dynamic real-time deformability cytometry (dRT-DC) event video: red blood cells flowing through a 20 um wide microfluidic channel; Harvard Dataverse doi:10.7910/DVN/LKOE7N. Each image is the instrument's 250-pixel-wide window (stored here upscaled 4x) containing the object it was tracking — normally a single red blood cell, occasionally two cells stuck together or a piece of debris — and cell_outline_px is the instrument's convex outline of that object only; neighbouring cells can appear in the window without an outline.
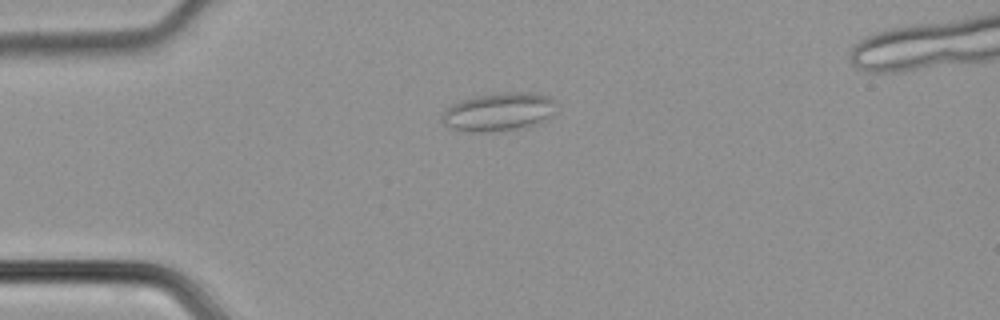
{"species": "common noctule bat (a hibernating species)", "species_latin": "Nyctalus noctula", "temperature_condition": "cold", "stored_images_in_passage": 37, "camera_frame_rate_fps": 3000, "um_per_image_px": 0.085, "animal": {"sex": "male", "body_mass_g": 21.5, "forearm_length_mm": 52.0}, "frame": {"image": 1, "passage_image": 2, "time_ms": 0.333, "image_size_px": [1000, 320], "cell_outline_px": [[556, 112], [532, 124], [516, 128], [484, 132], [472, 132], [452, 128], [440, 120], [444, 112], [452, 104], [460, 100], [476, 96], [500, 92], [536, 92], [548, 96], [552, 100]], "centroid_in_image_um": [42.35, 9.48], "position_along_channel_um": 42.6, "area_um2": 24.97}}
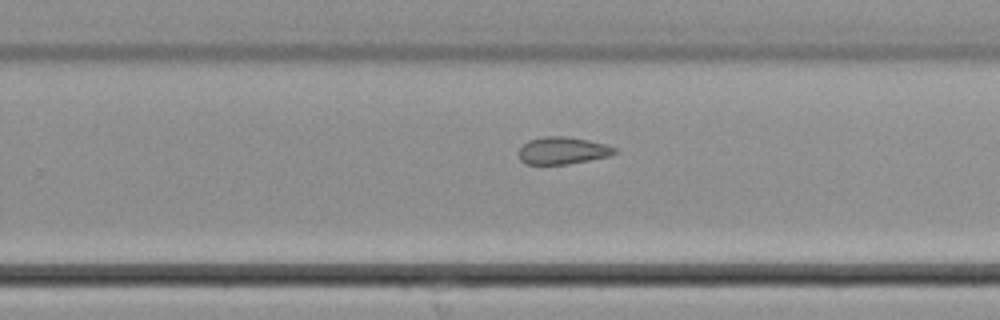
{"frame": {"image": 2, "passage_image": 20, "time_ms": 6.333, "image_size_px": [1000, 320], "cell_outline_px": [[616, 152], [608, 156], [568, 164], [524, 164], [520, 160], [520, 148], [528, 140], [544, 136], [564, 136], [588, 140], [604, 144], [616, 148]], "centroid_in_image_um": [47.79, 12.8], "position_along_channel_um": 282.0, "area_um2": 15.03}}
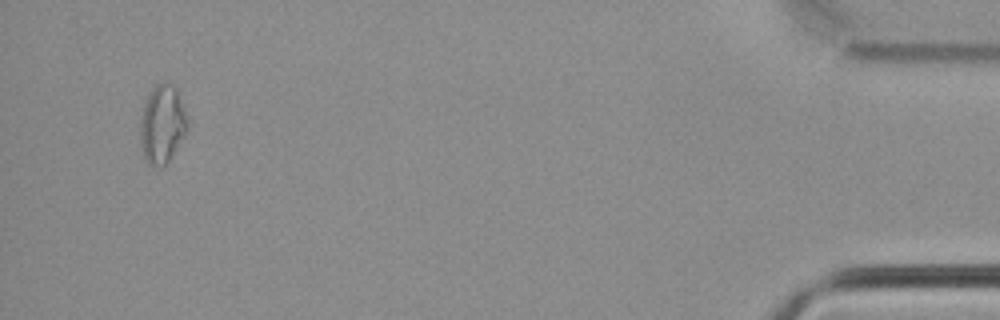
{"frame": {"image": 3, "passage_image": 35, "time_ms": 11.333, "image_size_px": [1000, 320], "cell_outline_px": [[188, 124], [184, 132], [164, 168], [160, 168], [148, 164], [144, 160], [140, 140], [140, 120], [144, 100], [152, 88], [156, 84], [172, 84], [176, 88], [188, 120]], "centroid_in_image_um": [13.74, 10.57], "position_along_channel_um": 421.5, "area_um2": 21.33}}